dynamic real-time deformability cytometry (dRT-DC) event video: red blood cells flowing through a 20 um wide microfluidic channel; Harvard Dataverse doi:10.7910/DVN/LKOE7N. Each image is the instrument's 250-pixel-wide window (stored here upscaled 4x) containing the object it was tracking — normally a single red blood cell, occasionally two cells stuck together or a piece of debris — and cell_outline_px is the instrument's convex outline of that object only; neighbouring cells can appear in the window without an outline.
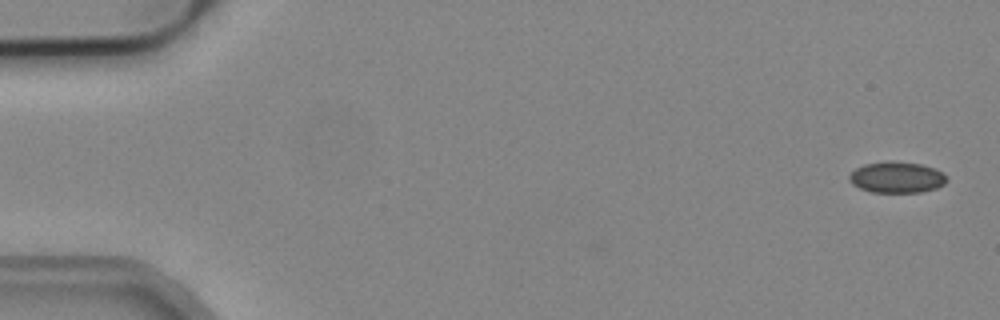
{"species": "common noctule bat (a hibernating species)", "species_latin": "Nyctalus noctula", "temperature_condition": "cold", "stored_images_in_passage": 5, "camera_frame_rate_fps": 3000, "um_per_image_px": 0.085, "animal": {"sex": "male", "body_mass_g": 19.2, "forearm_length_mm": 51.8}, "frame": {"image": 1, "passage_image": 5, "time_ms": 1.333, "image_size_px": [1000, 320], "cell_outline_px": [[948, 180], [944, 184], [936, 188], [920, 192], [872, 192], [860, 188], [852, 184], [848, 180], [848, 176], [856, 168], [864, 164], [888, 160], [920, 164], [936, 168], [944, 172]], "centroid_in_image_um": [76.23, 15.06], "position_along_channel_um": 8.8, "area_um2": 17.86}}